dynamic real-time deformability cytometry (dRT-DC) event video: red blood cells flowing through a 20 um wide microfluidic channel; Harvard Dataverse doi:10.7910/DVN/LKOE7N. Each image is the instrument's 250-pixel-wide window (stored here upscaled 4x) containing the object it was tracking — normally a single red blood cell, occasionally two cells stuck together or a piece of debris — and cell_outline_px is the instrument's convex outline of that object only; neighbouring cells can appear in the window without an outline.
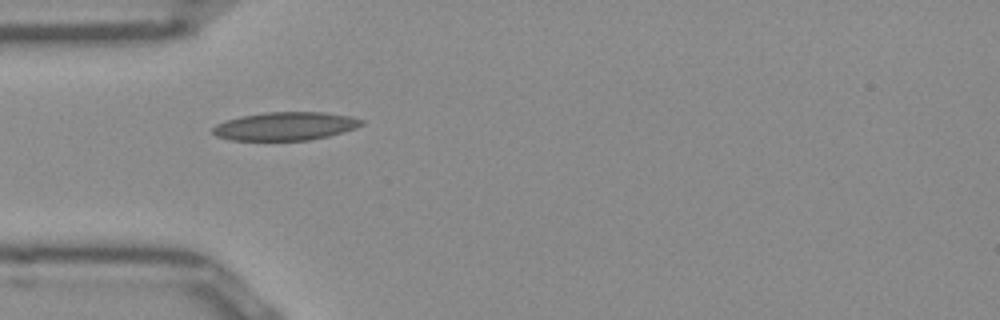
{"species": "Egyptian fruit bat (a non-hibernating species)", "species_latin": "Rousettus aegyptiacus", "temperature_condition": "room temperature", "stored_images_in_passage": 27, "camera_frame_rate_fps": 3000, "um_per_image_px": 0.085, "frame": {"image": 1, "passage_image": 1, "time_ms": 0.0, "image_size_px": [1000, 320], "cell_outline_px": [[364, 124], [356, 128], [328, 136], [308, 140], [232, 140], [216, 136], [212, 132], [212, 128], [216, 124], [240, 116], [264, 112], [324, 112], [352, 116], [364, 120]], "centroid_in_image_um": [24.27, 10.72], "position_along_channel_um": 60.7, "area_um2": 24.57}}
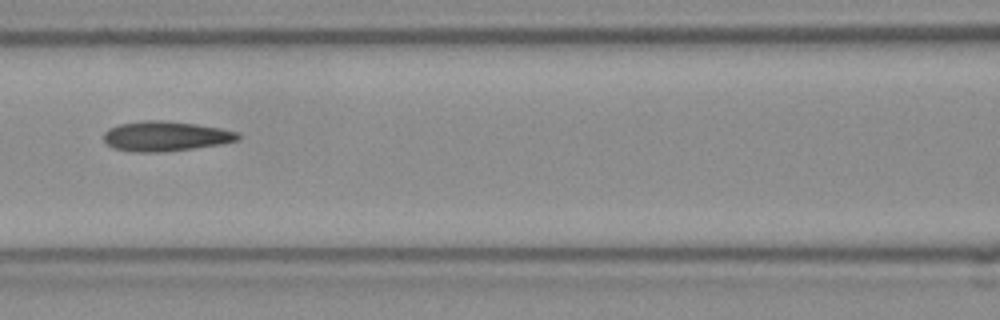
{"frame": {"image": 2, "passage_image": 8, "time_ms": 2.333, "image_size_px": [1000, 320], "cell_outline_px": [[240, 140], [224, 144], [164, 152], [136, 152], [112, 148], [104, 140], [104, 132], [108, 128], [120, 124], [144, 120], [164, 120], [196, 124], [220, 128], [240, 132]], "centroid_in_image_um": [14.11, 11.58], "position_along_channel_um": 152.5, "area_um2": 23.64}}
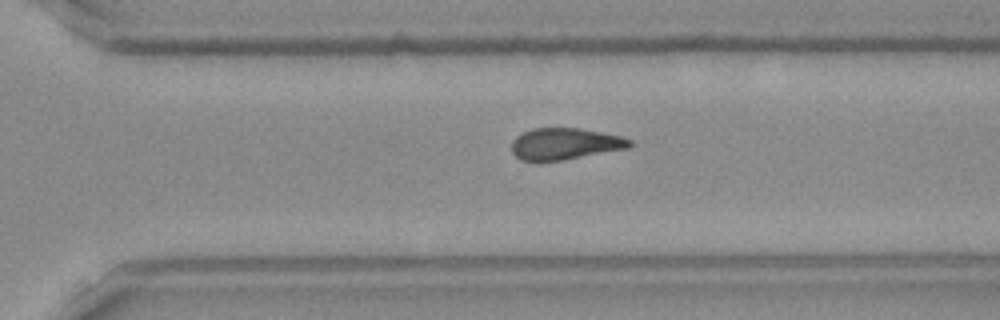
{"frame": {"image": 3, "passage_image": 21, "time_ms": 6.667, "image_size_px": [1000, 320], "cell_outline_px": [[632, 148], [564, 160], [540, 164], [520, 160], [512, 152], [512, 140], [516, 136], [532, 128], [580, 128], [620, 136], [632, 140]], "centroid_in_image_um": [48.0, 12.27], "position_along_channel_um": 322.6, "area_um2": 22.43}, "authors_computed_cell_mechanics": {"area_um2": 22.6576, "velocity_mm_per_s": 3.9319, "shape_relaxation_time_tau1_ms": null, "shape_relaxation_time_tau2_ms": 8.2075, "deformation_change_tau1": null, "deformation_change_tau2": 0.1452}}